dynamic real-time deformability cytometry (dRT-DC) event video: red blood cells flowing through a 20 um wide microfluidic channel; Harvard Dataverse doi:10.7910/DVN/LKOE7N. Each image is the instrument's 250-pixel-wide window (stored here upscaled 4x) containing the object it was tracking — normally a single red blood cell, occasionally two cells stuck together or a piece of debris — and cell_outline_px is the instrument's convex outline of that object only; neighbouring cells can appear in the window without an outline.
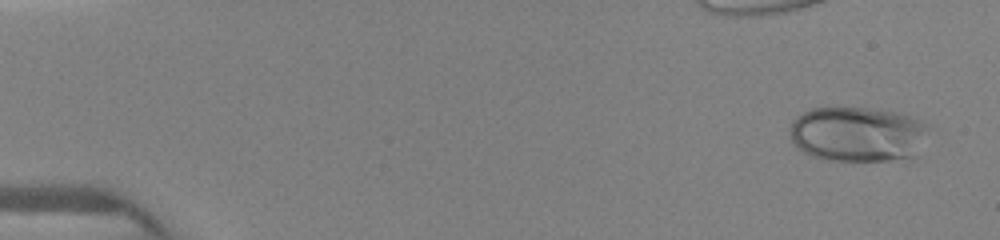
{"species": "human", "species_latin": "Homo sapiens", "temperature_condition": "warm", "stored_images_in_passage": 5, "camera_frame_rate_fps": 3000, "um_per_image_px": 0.085, "donor": {"sex": "female"}, "frame": {"image": 1, "passage_image": 1, "time_ms": 0.0, "image_size_px": [1000, 240], "cell_outline_px": [[928, 124], [916, 156], [888, 160], [828, 160], [812, 156], [796, 148], [792, 144], [788, 132], [792, 120], [796, 116], [812, 108], [880, 108], [900, 112]], "centroid_in_image_um": [72.83, 11.38], "position_along_channel_um": 12.2, "area_um2": 44.68}}